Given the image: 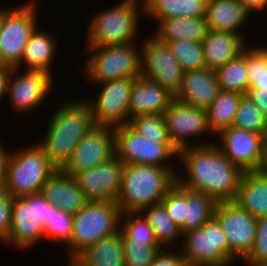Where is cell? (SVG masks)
<instances>
[{"mask_svg": "<svg viewBox=\"0 0 267 266\" xmlns=\"http://www.w3.org/2000/svg\"><path fill=\"white\" fill-rule=\"evenodd\" d=\"M248 88L267 90V49L261 43L247 46Z\"/></svg>", "mask_w": 267, "mask_h": 266, "instance_id": "35", "label": "cell"}, {"mask_svg": "<svg viewBox=\"0 0 267 266\" xmlns=\"http://www.w3.org/2000/svg\"><path fill=\"white\" fill-rule=\"evenodd\" d=\"M124 166L123 161L115 155L94 168L76 173L73 177L88 201L116 202Z\"/></svg>", "mask_w": 267, "mask_h": 266, "instance_id": "19", "label": "cell"}, {"mask_svg": "<svg viewBox=\"0 0 267 266\" xmlns=\"http://www.w3.org/2000/svg\"><path fill=\"white\" fill-rule=\"evenodd\" d=\"M142 43L140 76L158 83L175 96L181 88L184 70L171 53L168 43L154 34Z\"/></svg>", "mask_w": 267, "mask_h": 266, "instance_id": "14", "label": "cell"}, {"mask_svg": "<svg viewBox=\"0 0 267 266\" xmlns=\"http://www.w3.org/2000/svg\"><path fill=\"white\" fill-rule=\"evenodd\" d=\"M217 202L205 193L195 192L184 187L183 233L201 228L214 217Z\"/></svg>", "mask_w": 267, "mask_h": 266, "instance_id": "31", "label": "cell"}, {"mask_svg": "<svg viewBox=\"0 0 267 266\" xmlns=\"http://www.w3.org/2000/svg\"><path fill=\"white\" fill-rule=\"evenodd\" d=\"M161 203L164 205L168 216L180 228L181 233H183L184 187L176 181V183L166 192Z\"/></svg>", "mask_w": 267, "mask_h": 266, "instance_id": "41", "label": "cell"}, {"mask_svg": "<svg viewBox=\"0 0 267 266\" xmlns=\"http://www.w3.org/2000/svg\"><path fill=\"white\" fill-rule=\"evenodd\" d=\"M249 15L252 16L237 0L207 1L205 19L208 30L233 32L246 38L241 30L251 18Z\"/></svg>", "mask_w": 267, "mask_h": 266, "instance_id": "24", "label": "cell"}, {"mask_svg": "<svg viewBox=\"0 0 267 266\" xmlns=\"http://www.w3.org/2000/svg\"><path fill=\"white\" fill-rule=\"evenodd\" d=\"M233 201L256 219L266 217L267 175L262 171L244 172Z\"/></svg>", "mask_w": 267, "mask_h": 266, "instance_id": "26", "label": "cell"}, {"mask_svg": "<svg viewBox=\"0 0 267 266\" xmlns=\"http://www.w3.org/2000/svg\"><path fill=\"white\" fill-rule=\"evenodd\" d=\"M13 67L10 69V75L7 86V97L10 100L11 109L17 115L23 118L32 116V110L41 108L46 98L52 93L54 76L42 70H26Z\"/></svg>", "mask_w": 267, "mask_h": 266, "instance_id": "13", "label": "cell"}, {"mask_svg": "<svg viewBox=\"0 0 267 266\" xmlns=\"http://www.w3.org/2000/svg\"><path fill=\"white\" fill-rule=\"evenodd\" d=\"M67 266H81L75 259H68Z\"/></svg>", "mask_w": 267, "mask_h": 266, "instance_id": "50", "label": "cell"}, {"mask_svg": "<svg viewBox=\"0 0 267 266\" xmlns=\"http://www.w3.org/2000/svg\"><path fill=\"white\" fill-rule=\"evenodd\" d=\"M140 47L141 45L137 46V42L87 47L86 52L89 56L82 67L83 73L85 72L84 78L95 84L138 78L141 75Z\"/></svg>", "mask_w": 267, "mask_h": 266, "instance_id": "6", "label": "cell"}, {"mask_svg": "<svg viewBox=\"0 0 267 266\" xmlns=\"http://www.w3.org/2000/svg\"><path fill=\"white\" fill-rule=\"evenodd\" d=\"M13 197L4 189H0V241L6 243L11 227V210Z\"/></svg>", "mask_w": 267, "mask_h": 266, "instance_id": "43", "label": "cell"}, {"mask_svg": "<svg viewBox=\"0 0 267 266\" xmlns=\"http://www.w3.org/2000/svg\"><path fill=\"white\" fill-rule=\"evenodd\" d=\"M182 238L178 251L188 266H229L227 237L215 217Z\"/></svg>", "mask_w": 267, "mask_h": 266, "instance_id": "10", "label": "cell"}, {"mask_svg": "<svg viewBox=\"0 0 267 266\" xmlns=\"http://www.w3.org/2000/svg\"><path fill=\"white\" fill-rule=\"evenodd\" d=\"M120 230L122 239H133L135 242H157L153 229L140 212L122 213Z\"/></svg>", "mask_w": 267, "mask_h": 266, "instance_id": "39", "label": "cell"}, {"mask_svg": "<svg viewBox=\"0 0 267 266\" xmlns=\"http://www.w3.org/2000/svg\"><path fill=\"white\" fill-rule=\"evenodd\" d=\"M51 203L42 193L14 197L11 210V227L5 245L17 250H31L43 239L44 228L50 222Z\"/></svg>", "mask_w": 267, "mask_h": 266, "instance_id": "8", "label": "cell"}, {"mask_svg": "<svg viewBox=\"0 0 267 266\" xmlns=\"http://www.w3.org/2000/svg\"><path fill=\"white\" fill-rule=\"evenodd\" d=\"M247 266L267 264V216L257 219L256 237L249 255L244 259Z\"/></svg>", "mask_w": 267, "mask_h": 266, "instance_id": "42", "label": "cell"}, {"mask_svg": "<svg viewBox=\"0 0 267 266\" xmlns=\"http://www.w3.org/2000/svg\"><path fill=\"white\" fill-rule=\"evenodd\" d=\"M154 35L161 41L202 42L208 32L205 17H175L160 21Z\"/></svg>", "mask_w": 267, "mask_h": 266, "instance_id": "27", "label": "cell"}, {"mask_svg": "<svg viewBox=\"0 0 267 266\" xmlns=\"http://www.w3.org/2000/svg\"><path fill=\"white\" fill-rule=\"evenodd\" d=\"M164 116L168 138L178 152L188 147L215 142L212 139L211 141L203 140L199 144L191 142L196 141L194 137H202V135L205 137L208 133L211 135L207 124V110L190 106L174 98Z\"/></svg>", "mask_w": 267, "mask_h": 266, "instance_id": "16", "label": "cell"}, {"mask_svg": "<svg viewBox=\"0 0 267 266\" xmlns=\"http://www.w3.org/2000/svg\"><path fill=\"white\" fill-rule=\"evenodd\" d=\"M245 96L267 117V90L248 88Z\"/></svg>", "mask_w": 267, "mask_h": 266, "instance_id": "45", "label": "cell"}, {"mask_svg": "<svg viewBox=\"0 0 267 266\" xmlns=\"http://www.w3.org/2000/svg\"><path fill=\"white\" fill-rule=\"evenodd\" d=\"M128 125L147 140L156 141L157 144H172L168 138L164 114L134 116Z\"/></svg>", "mask_w": 267, "mask_h": 266, "instance_id": "37", "label": "cell"}, {"mask_svg": "<svg viewBox=\"0 0 267 266\" xmlns=\"http://www.w3.org/2000/svg\"><path fill=\"white\" fill-rule=\"evenodd\" d=\"M220 91L215 70L205 67L184 72L181 88L174 98L190 106L207 110Z\"/></svg>", "mask_w": 267, "mask_h": 266, "instance_id": "20", "label": "cell"}, {"mask_svg": "<svg viewBox=\"0 0 267 266\" xmlns=\"http://www.w3.org/2000/svg\"><path fill=\"white\" fill-rule=\"evenodd\" d=\"M261 171H262L265 175H267V147H266L264 163H263V166H262Z\"/></svg>", "mask_w": 267, "mask_h": 266, "instance_id": "49", "label": "cell"}, {"mask_svg": "<svg viewBox=\"0 0 267 266\" xmlns=\"http://www.w3.org/2000/svg\"><path fill=\"white\" fill-rule=\"evenodd\" d=\"M140 213L148 221L154 231L157 243L162 248H176L177 242L181 241L180 238L182 239V233L180 228L168 216L162 203L146 207Z\"/></svg>", "mask_w": 267, "mask_h": 266, "instance_id": "32", "label": "cell"}, {"mask_svg": "<svg viewBox=\"0 0 267 266\" xmlns=\"http://www.w3.org/2000/svg\"><path fill=\"white\" fill-rule=\"evenodd\" d=\"M177 176L168 168L147 164H125L116 203L122 213L141 212L161 203Z\"/></svg>", "mask_w": 267, "mask_h": 266, "instance_id": "3", "label": "cell"}, {"mask_svg": "<svg viewBox=\"0 0 267 266\" xmlns=\"http://www.w3.org/2000/svg\"><path fill=\"white\" fill-rule=\"evenodd\" d=\"M174 95L156 82L142 76L133 80L129 113L130 119L140 115H162L169 108Z\"/></svg>", "mask_w": 267, "mask_h": 266, "instance_id": "21", "label": "cell"}, {"mask_svg": "<svg viewBox=\"0 0 267 266\" xmlns=\"http://www.w3.org/2000/svg\"><path fill=\"white\" fill-rule=\"evenodd\" d=\"M14 151L8 161L4 189L13 198L41 193L42 186L57 168L36 142Z\"/></svg>", "mask_w": 267, "mask_h": 266, "instance_id": "7", "label": "cell"}, {"mask_svg": "<svg viewBox=\"0 0 267 266\" xmlns=\"http://www.w3.org/2000/svg\"><path fill=\"white\" fill-rule=\"evenodd\" d=\"M177 250L161 249L149 266H188L181 252Z\"/></svg>", "mask_w": 267, "mask_h": 266, "instance_id": "44", "label": "cell"}, {"mask_svg": "<svg viewBox=\"0 0 267 266\" xmlns=\"http://www.w3.org/2000/svg\"><path fill=\"white\" fill-rule=\"evenodd\" d=\"M56 37L54 34L46 32L45 29H40L38 26L30 35L26 44L25 51L21 63L17 68L23 66L26 70H42L53 74V62L56 59L57 46Z\"/></svg>", "mask_w": 267, "mask_h": 266, "instance_id": "25", "label": "cell"}, {"mask_svg": "<svg viewBox=\"0 0 267 266\" xmlns=\"http://www.w3.org/2000/svg\"><path fill=\"white\" fill-rule=\"evenodd\" d=\"M115 155L124 164H147L166 167L178 175L169 164L171 158H177L178 151L172 144H157L147 140L134 131L129 125L114 128ZM176 157V158H175ZM168 161V162H167Z\"/></svg>", "mask_w": 267, "mask_h": 266, "instance_id": "12", "label": "cell"}, {"mask_svg": "<svg viewBox=\"0 0 267 266\" xmlns=\"http://www.w3.org/2000/svg\"><path fill=\"white\" fill-rule=\"evenodd\" d=\"M214 217L227 237L228 265L243 261L254 245L257 219L234 201L217 202Z\"/></svg>", "mask_w": 267, "mask_h": 266, "instance_id": "11", "label": "cell"}, {"mask_svg": "<svg viewBox=\"0 0 267 266\" xmlns=\"http://www.w3.org/2000/svg\"><path fill=\"white\" fill-rule=\"evenodd\" d=\"M141 16L145 17L144 0H121L119 4L101 10L87 26L86 47L136 42Z\"/></svg>", "mask_w": 267, "mask_h": 266, "instance_id": "4", "label": "cell"}, {"mask_svg": "<svg viewBox=\"0 0 267 266\" xmlns=\"http://www.w3.org/2000/svg\"><path fill=\"white\" fill-rule=\"evenodd\" d=\"M217 135L220 141L215 145L234 165L243 172L261 171L267 147L265 135L233 126Z\"/></svg>", "mask_w": 267, "mask_h": 266, "instance_id": "17", "label": "cell"}, {"mask_svg": "<svg viewBox=\"0 0 267 266\" xmlns=\"http://www.w3.org/2000/svg\"><path fill=\"white\" fill-rule=\"evenodd\" d=\"M232 126L267 137V117L246 96L239 103Z\"/></svg>", "mask_w": 267, "mask_h": 266, "instance_id": "36", "label": "cell"}, {"mask_svg": "<svg viewBox=\"0 0 267 266\" xmlns=\"http://www.w3.org/2000/svg\"><path fill=\"white\" fill-rule=\"evenodd\" d=\"M75 260L81 266H125L121 230L88 247Z\"/></svg>", "mask_w": 267, "mask_h": 266, "instance_id": "28", "label": "cell"}, {"mask_svg": "<svg viewBox=\"0 0 267 266\" xmlns=\"http://www.w3.org/2000/svg\"><path fill=\"white\" fill-rule=\"evenodd\" d=\"M215 72L222 91L245 95L248 90L247 47L238 57L220 66Z\"/></svg>", "mask_w": 267, "mask_h": 266, "instance_id": "33", "label": "cell"}, {"mask_svg": "<svg viewBox=\"0 0 267 266\" xmlns=\"http://www.w3.org/2000/svg\"><path fill=\"white\" fill-rule=\"evenodd\" d=\"M245 95L238 92L220 91L207 109V124L212 135L233 125L235 113Z\"/></svg>", "mask_w": 267, "mask_h": 266, "instance_id": "30", "label": "cell"}, {"mask_svg": "<svg viewBox=\"0 0 267 266\" xmlns=\"http://www.w3.org/2000/svg\"><path fill=\"white\" fill-rule=\"evenodd\" d=\"M178 158L187 175H177L181 186L205 193L216 202L235 199L244 172L215 143L182 149L178 152Z\"/></svg>", "mask_w": 267, "mask_h": 266, "instance_id": "1", "label": "cell"}, {"mask_svg": "<svg viewBox=\"0 0 267 266\" xmlns=\"http://www.w3.org/2000/svg\"><path fill=\"white\" fill-rule=\"evenodd\" d=\"M73 230V215L51 204V217L49 224L44 228L45 239H50L53 244L64 247L70 242Z\"/></svg>", "mask_w": 267, "mask_h": 266, "instance_id": "38", "label": "cell"}, {"mask_svg": "<svg viewBox=\"0 0 267 266\" xmlns=\"http://www.w3.org/2000/svg\"><path fill=\"white\" fill-rule=\"evenodd\" d=\"M27 3V4H26ZM0 9V65L17 67L37 24L35 1Z\"/></svg>", "mask_w": 267, "mask_h": 266, "instance_id": "9", "label": "cell"}, {"mask_svg": "<svg viewBox=\"0 0 267 266\" xmlns=\"http://www.w3.org/2000/svg\"><path fill=\"white\" fill-rule=\"evenodd\" d=\"M4 143L0 142V189L4 188L6 180V171L11 151L3 146Z\"/></svg>", "mask_w": 267, "mask_h": 266, "instance_id": "46", "label": "cell"}, {"mask_svg": "<svg viewBox=\"0 0 267 266\" xmlns=\"http://www.w3.org/2000/svg\"><path fill=\"white\" fill-rule=\"evenodd\" d=\"M61 100L48 120L44 138L38 142L57 169L66 165L73 150L95 126L91 106L84 97Z\"/></svg>", "mask_w": 267, "mask_h": 266, "instance_id": "2", "label": "cell"}, {"mask_svg": "<svg viewBox=\"0 0 267 266\" xmlns=\"http://www.w3.org/2000/svg\"><path fill=\"white\" fill-rule=\"evenodd\" d=\"M251 266H267V264H256V265H251Z\"/></svg>", "mask_w": 267, "mask_h": 266, "instance_id": "51", "label": "cell"}, {"mask_svg": "<svg viewBox=\"0 0 267 266\" xmlns=\"http://www.w3.org/2000/svg\"><path fill=\"white\" fill-rule=\"evenodd\" d=\"M115 156L114 128L95 125L73 150L62 170L72 176L89 170Z\"/></svg>", "mask_w": 267, "mask_h": 266, "instance_id": "18", "label": "cell"}, {"mask_svg": "<svg viewBox=\"0 0 267 266\" xmlns=\"http://www.w3.org/2000/svg\"><path fill=\"white\" fill-rule=\"evenodd\" d=\"M121 210L116 202L89 201L73 215L70 242L65 246L67 259H76L88 247L120 230Z\"/></svg>", "mask_w": 267, "mask_h": 266, "instance_id": "5", "label": "cell"}, {"mask_svg": "<svg viewBox=\"0 0 267 266\" xmlns=\"http://www.w3.org/2000/svg\"><path fill=\"white\" fill-rule=\"evenodd\" d=\"M171 53L182 66L184 72L205 68L202 42L188 40L164 41Z\"/></svg>", "mask_w": 267, "mask_h": 266, "instance_id": "34", "label": "cell"}, {"mask_svg": "<svg viewBox=\"0 0 267 266\" xmlns=\"http://www.w3.org/2000/svg\"><path fill=\"white\" fill-rule=\"evenodd\" d=\"M41 193L53 205L72 215L83 209L89 202L78 187L75 178L57 169L42 186Z\"/></svg>", "mask_w": 267, "mask_h": 266, "instance_id": "22", "label": "cell"}, {"mask_svg": "<svg viewBox=\"0 0 267 266\" xmlns=\"http://www.w3.org/2000/svg\"><path fill=\"white\" fill-rule=\"evenodd\" d=\"M249 44L239 34L208 30L202 40L206 68L216 70L225 65L238 57Z\"/></svg>", "mask_w": 267, "mask_h": 266, "instance_id": "23", "label": "cell"}, {"mask_svg": "<svg viewBox=\"0 0 267 266\" xmlns=\"http://www.w3.org/2000/svg\"><path fill=\"white\" fill-rule=\"evenodd\" d=\"M208 0H144L145 17L158 24L175 17H205Z\"/></svg>", "mask_w": 267, "mask_h": 266, "instance_id": "29", "label": "cell"}, {"mask_svg": "<svg viewBox=\"0 0 267 266\" xmlns=\"http://www.w3.org/2000/svg\"><path fill=\"white\" fill-rule=\"evenodd\" d=\"M125 266H149L163 249L157 242H135L123 239Z\"/></svg>", "mask_w": 267, "mask_h": 266, "instance_id": "40", "label": "cell"}, {"mask_svg": "<svg viewBox=\"0 0 267 266\" xmlns=\"http://www.w3.org/2000/svg\"><path fill=\"white\" fill-rule=\"evenodd\" d=\"M11 67L0 65V102L7 95L8 79Z\"/></svg>", "mask_w": 267, "mask_h": 266, "instance_id": "48", "label": "cell"}, {"mask_svg": "<svg viewBox=\"0 0 267 266\" xmlns=\"http://www.w3.org/2000/svg\"><path fill=\"white\" fill-rule=\"evenodd\" d=\"M239 1L251 14L266 12L267 0H237ZM261 11V12H260Z\"/></svg>", "mask_w": 267, "mask_h": 266, "instance_id": "47", "label": "cell"}, {"mask_svg": "<svg viewBox=\"0 0 267 266\" xmlns=\"http://www.w3.org/2000/svg\"><path fill=\"white\" fill-rule=\"evenodd\" d=\"M126 78L99 83L101 89L85 100L90 104L95 125L118 127L130 121L129 101L133 80Z\"/></svg>", "mask_w": 267, "mask_h": 266, "instance_id": "15", "label": "cell"}]
</instances>
